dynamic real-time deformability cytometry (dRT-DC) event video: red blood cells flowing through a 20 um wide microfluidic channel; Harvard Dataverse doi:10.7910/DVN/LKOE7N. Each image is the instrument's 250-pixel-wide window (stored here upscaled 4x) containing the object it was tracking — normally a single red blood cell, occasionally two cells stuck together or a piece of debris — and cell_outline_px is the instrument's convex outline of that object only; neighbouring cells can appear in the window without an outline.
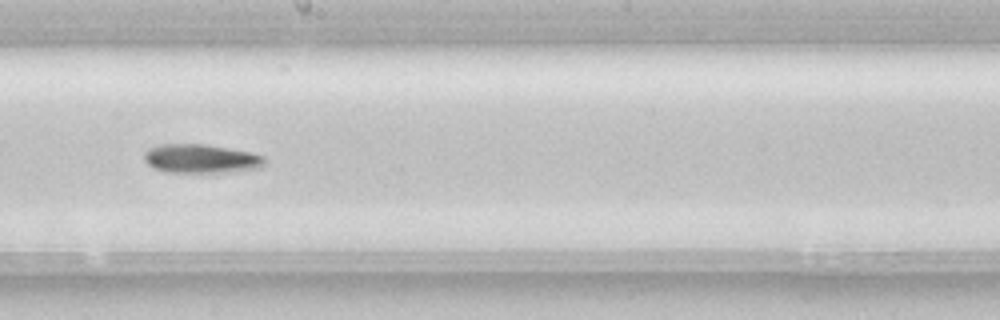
{"species": "common noctule bat (a hibernating species)", "species_latin": "Nyctalus noctula", "temperature_condition": "room temperature", "stored_images_in_passage": 41, "camera_frame_rate_fps": 3000, "um_per_image_px": 0.085, "animal": {"sex": "female", "body_mass_g": 22.7, "forearm_length_mm": 54.2}, "frame": {"image": 1, "passage_image": 18, "time_ms": 5.667, "image_size_px": [1000, 320], "cell_outline_px": [[264, 164], [260, 168], [232, 172], [168, 172], [152, 168], [144, 160], [144, 152], [148, 148], [160, 144], [204, 144], [248, 152], [264, 156]], "centroid_in_image_um": [17.04, 13.49], "position_along_channel_um": 231.2, "area_um2": 20.23}, "authors_computed_cell_mechanics": {"area_um2": 19.8254, "velocity_mm_per_s": 3.9032, "shape_relaxation_time_tau1_ms": 6.6511, "shape_relaxation_time_tau2_ms": null, "deformation_change_tau1": 0.1709, "deformation_change_tau2": null}}